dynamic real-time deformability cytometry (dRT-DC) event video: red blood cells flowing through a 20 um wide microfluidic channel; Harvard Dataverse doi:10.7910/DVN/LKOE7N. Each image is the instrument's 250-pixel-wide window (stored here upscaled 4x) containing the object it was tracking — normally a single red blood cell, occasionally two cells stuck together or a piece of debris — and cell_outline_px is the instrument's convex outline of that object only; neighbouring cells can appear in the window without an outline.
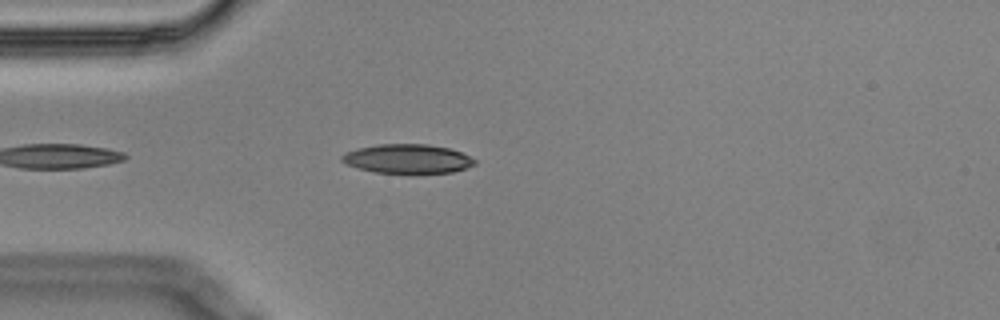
{"species": "Egyptian fruit bat (a non-hibernating species)", "species_latin": "Rousettus aegyptiacus", "temperature_condition": "cold", "stored_images_in_passage": 5, "camera_frame_rate_fps": 3000, "um_per_image_px": 0.085, "animal": {"sex": "male"}, "frame": {"image": 1, "passage_image": 4, "time_ms": 1.0, "image_size_px": [1000, 320], "cell_outline_px": [[476, 164], [452, 172], [372, 172], [344, 164], [340, 160], [340, 156], [344, 152], [356, 148], [376, 144], [428, 144], [448, 148], [460, 152], [476, 160]], "centroid_in_image_um": [34.55, 13.48], "position_along_channel_um": 50.4, "area_um2": 22.43}}